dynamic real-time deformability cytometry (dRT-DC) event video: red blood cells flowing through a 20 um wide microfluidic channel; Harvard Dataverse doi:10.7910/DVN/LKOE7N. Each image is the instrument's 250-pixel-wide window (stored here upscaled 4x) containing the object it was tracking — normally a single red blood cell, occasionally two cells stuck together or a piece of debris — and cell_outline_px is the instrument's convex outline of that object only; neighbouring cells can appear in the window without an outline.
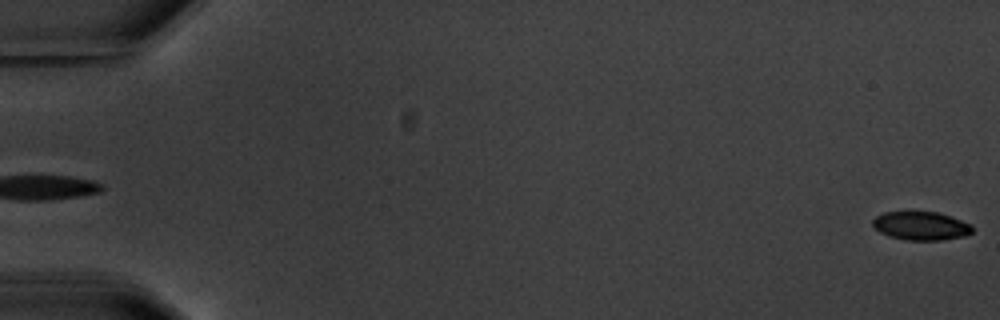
{"species": "common noctule bat (a hibernating species)", "species_latin": "Nyctalus noctula", "temperature_condition": "warm", "stored_images_in_passage": 5, "segment_of_instrument_passage": [2, 2], "camera_frame_rate_fps": 3000, "um_per_image_px": 0.085, "animal": {"sex": "male", "body_mass_g": 20.1, "forearm_length_mm": 53.5}, "frame": {"image": 1, "passage_image": 5, "time_ms": 5.667, "image_size_px": [1000, 320], "cell_outline_px": [[972, 232], [964, 236], [940, 240], [908, 240], [888, 236], [880, 232], [872, 224], [872, 220], [876, 216], [884, 212], [904, 208], [936, 212], [972, 224]], "centroid_in_image_um": [78.22, 19.14], "position_along_channel_um": 6.8, "area_um2": 17.11}}